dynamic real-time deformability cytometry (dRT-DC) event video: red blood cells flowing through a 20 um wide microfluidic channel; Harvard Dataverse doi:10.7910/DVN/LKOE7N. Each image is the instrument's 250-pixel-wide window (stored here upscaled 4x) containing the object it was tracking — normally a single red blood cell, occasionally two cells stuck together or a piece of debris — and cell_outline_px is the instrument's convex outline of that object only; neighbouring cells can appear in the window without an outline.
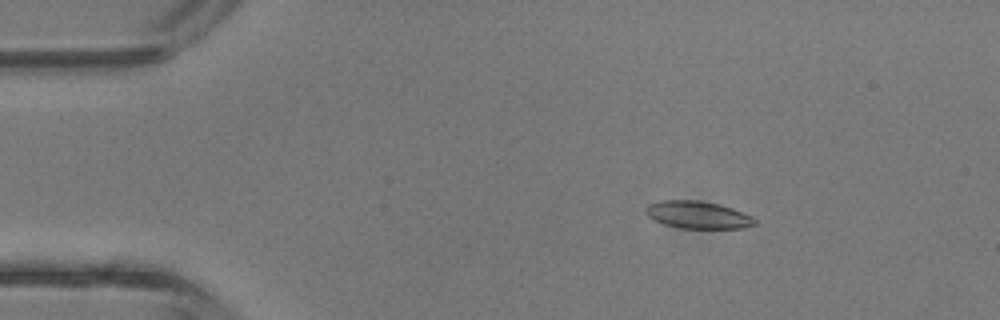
{"species": "common noctule bat (a hibernating species)", "species_latin": "Nyctalus noctula", "temperature_condition": "room temperature", "stored_images_in_passage": 14, "camera_frame_rate_fps": 3000, "um_per_image_px": 0.085, "animal": {"sex": "male", "body_mass_g": 13.3}, "frame": {"image": 1, "passage_image": 7, "time_ms": 2.0, "image_size_px": [1000, 320], "cell_outline_px": [[756, 224], [744, 228], [680, 228], [664, 224], [648, 216], [644, 212], [644, 208], [648, 204], [660, 200], [696, 200], [720, 204], [732, 208], [752, 216], [756, 220]], "centroid_in_image_um": [59.3, 18.25], "position_along_channel_um": 25.7, "area_um2": 17.46}}